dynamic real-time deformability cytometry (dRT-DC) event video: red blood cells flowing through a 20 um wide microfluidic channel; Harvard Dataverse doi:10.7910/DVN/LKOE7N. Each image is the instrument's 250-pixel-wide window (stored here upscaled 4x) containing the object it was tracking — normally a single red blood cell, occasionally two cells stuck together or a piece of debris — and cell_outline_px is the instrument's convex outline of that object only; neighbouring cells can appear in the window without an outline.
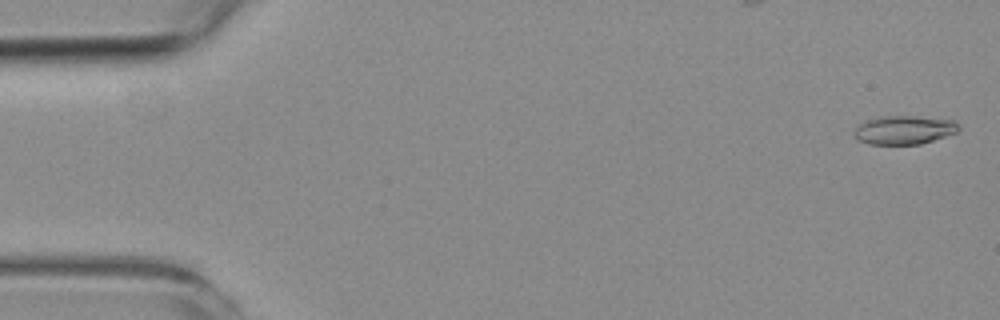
{"species": "common noctule bat (a hibernating species)", "species_latin": "Nyctalus noctula", "temperature_condition": "room temperature", "stored_images_in_passage": 5, "camera_frame_rate_fps": 3000, "um_per_image_px": 0.085, "animal": {"sex": "female", "body_mass_g": 19.3, "forearm_length_mm": 54.1}, "frame": {"image": 1, "passage_image": 1, "time_ms": 0.0, "image_size_px": [1000, 320], "cell_outline_px": [[960, 128], [956, 132], [920, 144], [868, 144], [856, 140], [856, 128], [860, 124], [868, 120], [884, 116], [912, 116], [956, 120], [960, 124]], "centroid_in_image_um": [76.88, 11.04], "position_along_channel_um": 8.1, "area_um2": 17.22}}
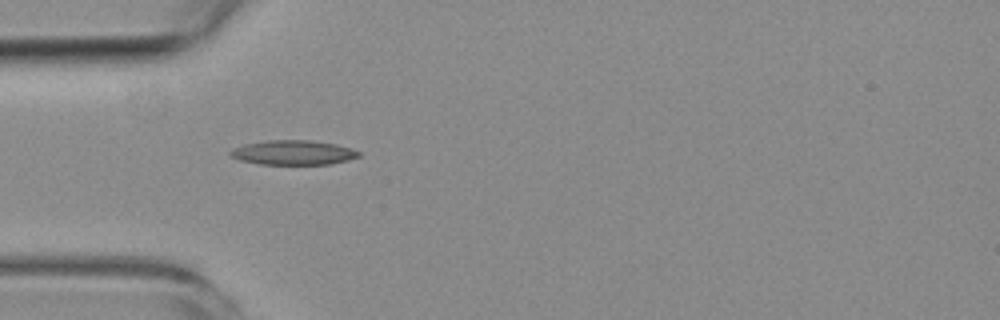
{"frame": {"image": 2, "passage_image": 4, "time_ms": 5.0, "image_size_px": [1000, 320], "cell_outline_px": [[360, 156], [348, 160], [332, 164], [260, 164], [240, 160], [232, 156], [228, 152], [232, 148], [244, 144], [268, 140], [312, 140], [336, 144], [352, 148], [360, 152]], "centroid_in_image_um": [24.94, 12.96], "position_along_channel_um": 60.1, "area_um2": 18.44}}
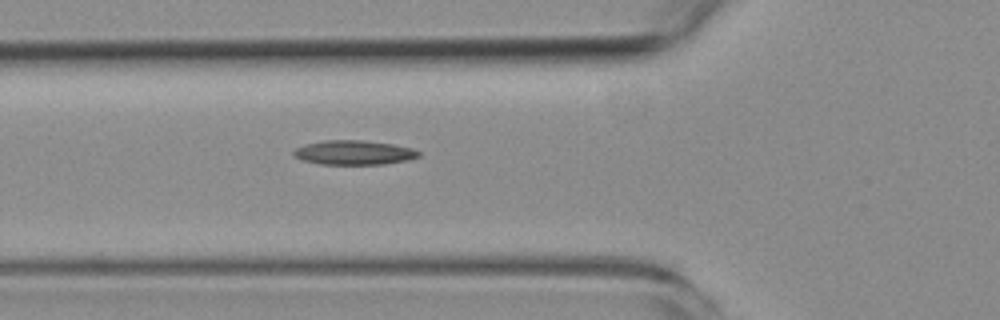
{"frame": {"image": 3, "passage_image": 5, "time_ms": 6.0, "image_size_px": [1000, 320], "cell_outline_px": [[420, 156], [408, 160], [384, 164], [320, 164], [304, 160], [292, 156], [292, 152], [296, 148], [304, 144], [324, 140], [364, 140], [392, 144], [412, 148], [420, 152]], "centroid_in_image_um": [30.07, 12.96], "position_along_channel_um": 95.7, "area_um2": 17.8}}